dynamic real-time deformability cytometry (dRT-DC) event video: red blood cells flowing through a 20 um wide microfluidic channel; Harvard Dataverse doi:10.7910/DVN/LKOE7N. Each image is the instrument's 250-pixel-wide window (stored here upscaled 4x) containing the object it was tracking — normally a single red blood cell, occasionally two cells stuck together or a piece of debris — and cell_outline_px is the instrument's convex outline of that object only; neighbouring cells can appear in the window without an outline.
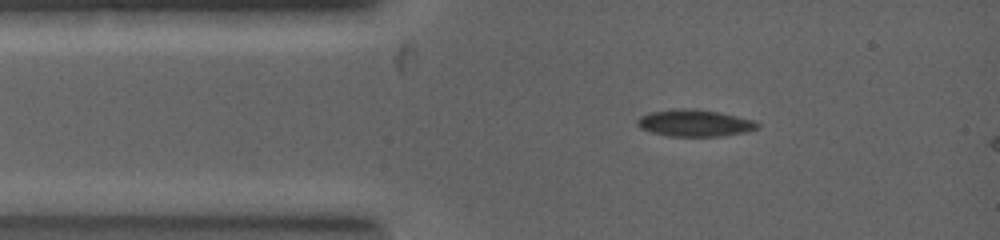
{"species": "common noctule bat (a hibernating species)", "species_latin": "Nyctalus noctula", "temperature_condition": "warm", "stored_images_in_passage": 4, "segment_of_instrument_passage": [1, 2], "camera_frame_rate_fps": 5000, "um_per_image_px": 0.085, "animal": {"sex": "female", "body_mass_g": 19.0, "forearm_length_mm": 53.3}, "frame": {"image": 1, "passage_image": 1, "time_ms": 0.0, "image_size_px": [1000, 240], "cell_outline_px": [[760, 128], [744, 132], [724, 136], [668, 136], [652, 132], [640, 128], [636, 124], [636, 120], [640, 116], [652, 112], [680, 108], [692, 108], [720, 112], [756, 120], [760, 124]], "centroid_in_image_um": [59.09, 10.46], "position_along_channel_um": 25.9, "area_um2": 18.96}}